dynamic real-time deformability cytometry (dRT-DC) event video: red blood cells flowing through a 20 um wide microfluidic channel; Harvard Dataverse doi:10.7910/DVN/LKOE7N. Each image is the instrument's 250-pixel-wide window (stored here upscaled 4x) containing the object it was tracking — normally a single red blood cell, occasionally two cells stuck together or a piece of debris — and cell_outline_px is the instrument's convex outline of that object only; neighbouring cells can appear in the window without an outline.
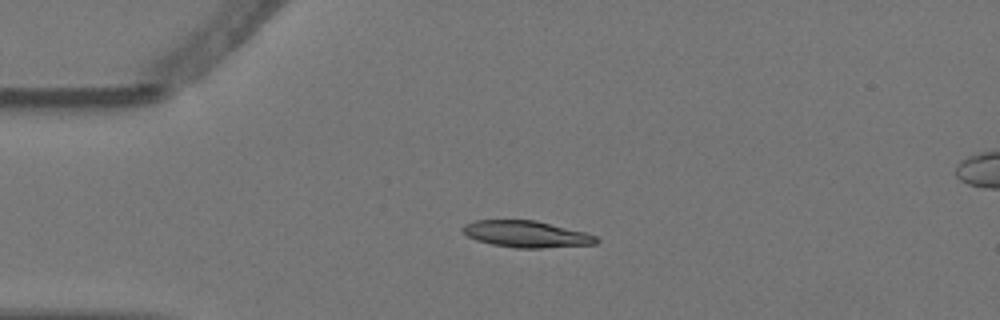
{"species": "Egyptian fruit bat (a non-hibernating species)", "species_latin": "Rousettus aegyptiacus", "temperature_condition": "warm", "stored_images_in_passage": 3, "segment_of_instrument_passage": [1, 2], "camera_frame_rate_fps": 3000, "um_per_image_px": 0.085, "animal": {"sex": "female"}, "frame": {"image": 1, "passage_image": 1, "time_ms": 0.0, "image_size_px": [1000, 320], "cell_outline_px": [[600, 240], [596, 244], [544, 248], [516, 248], [492, 244], [476, 240], [468, 236], [460, 228], [464, 224], [472, 220], [536, 220], [584, 232], [596, 236]], "centroid_in_image_um": [44.73, 19.9], "position_along_channel_um": 40.3, "area_um2": 20.75}}